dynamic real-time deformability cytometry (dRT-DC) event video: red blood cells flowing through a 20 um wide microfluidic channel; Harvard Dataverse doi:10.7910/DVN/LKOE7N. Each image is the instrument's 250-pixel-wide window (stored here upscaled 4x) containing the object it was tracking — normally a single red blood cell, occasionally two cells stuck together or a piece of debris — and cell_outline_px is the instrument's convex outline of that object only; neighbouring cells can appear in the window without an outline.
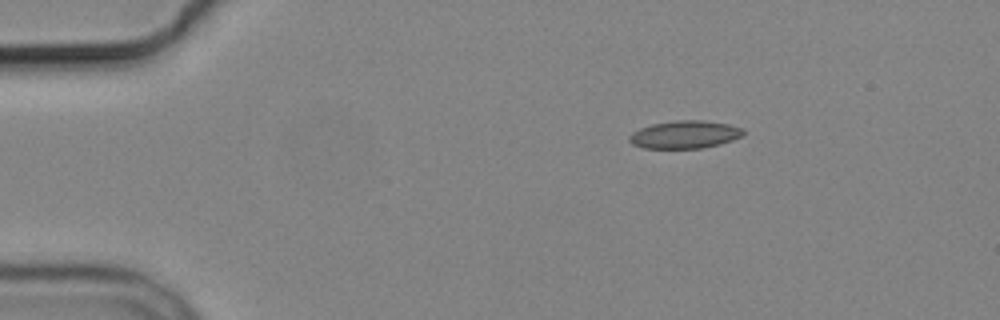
{"species": "common noctule bat (a hibernating species)", "species_latin": "Nyctalus noctula", "temperature_condition": "cold", "stored_images_in_passage": 4, "camera_frame_rate_fps": 3000, "um_per_image_px": 0.085, "animal": {"sex": "male", "body_mass_g": 19.2, "forearm_length_mm": 51.8}, "frame": {"image": 1, "passage_image": 2, "time_ms": 2.0, "image_size_px": [1000, 320], "cell_outline_px": [[744, 132], [740, 136], [732, 140], [720, 144], [704, 148], [644, 148], [632, 144], [628, 140], [628, 136], [632, 132], [640, 128], [652, 124], [676, 120], [704, 120], [728, 124], [744, 128]], "centroid_in_image_um": [58.19, 11.43], "position_along_channel_um": 26.8, "area_um2": 18.5}}